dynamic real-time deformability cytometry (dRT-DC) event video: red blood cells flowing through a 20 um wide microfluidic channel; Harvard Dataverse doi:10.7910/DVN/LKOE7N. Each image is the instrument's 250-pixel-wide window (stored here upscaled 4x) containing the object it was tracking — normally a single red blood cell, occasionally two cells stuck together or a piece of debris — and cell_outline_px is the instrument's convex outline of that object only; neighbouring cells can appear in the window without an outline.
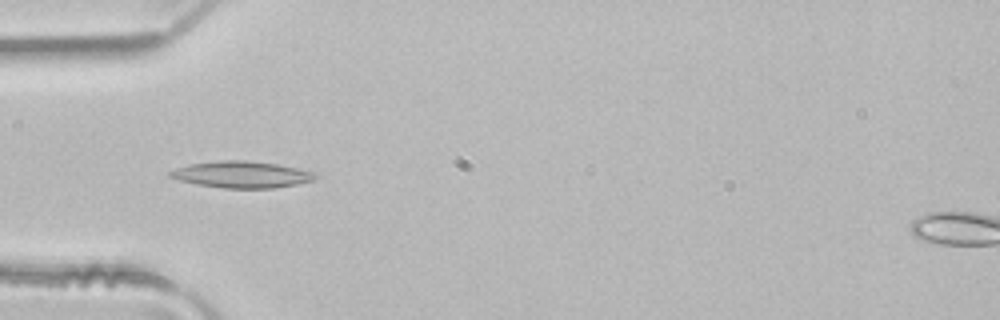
{"species": "common noctule bat (a hibernating species)", "species_latin": "Nyctalus noctula", "temperature_condition": "room temperature", "stored_images_in_passage": 5, "camera_frame_rate_fps": 3000, "um_per_image_px": 0.085, "animal": {"sex": "male", "body_mass_g": 21.5, "forearm_length_mm": 52.0}, "frame": {"image": 1, "passage_image": 4, "time_ms": 1.0, "image_size_px": [1000, 320], "cell_outline_px": [[316, 176], [312, 180], [296, 184], [272, 188], [224, 188], [196, 184], [180, 180], [168, 176], [168, 172], [176, 168], [188, 164], [220, 160], [244, 160], [276, 164], [296, 168], [312, 172]], "centroid_in_image_um": [20.47, 14.83], "position_along_channel_um": 64.5, "area_um2": 22.2}}
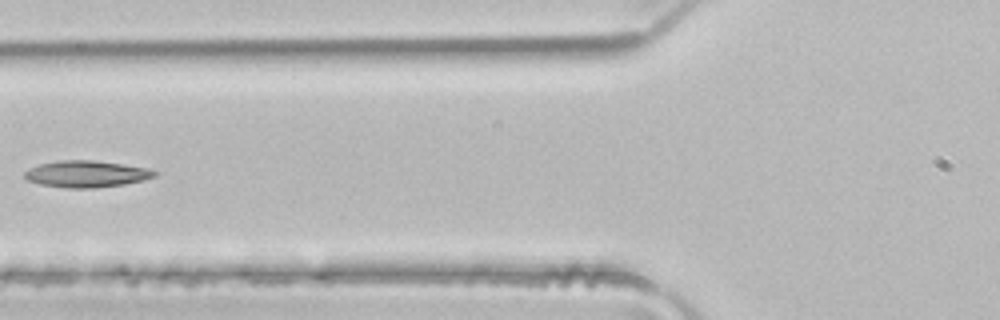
{"frame": {"image": 2, "passage_image": 5, "time_ms": 1.333, "image_size_px": [1000, 320], "cell_outline_px": [[156, 176], [124, 184], [96, 188], [64, 188], [40, 184], [24, 180], [24, 172], [28, 168], [40, 164], [60, 160], [92, 160], [148, 168], [156, 172]], "centroid_in_image_um": [7.27, 14.79], "position_along_channel_um": 118.5, "area_um2": 20.11}}